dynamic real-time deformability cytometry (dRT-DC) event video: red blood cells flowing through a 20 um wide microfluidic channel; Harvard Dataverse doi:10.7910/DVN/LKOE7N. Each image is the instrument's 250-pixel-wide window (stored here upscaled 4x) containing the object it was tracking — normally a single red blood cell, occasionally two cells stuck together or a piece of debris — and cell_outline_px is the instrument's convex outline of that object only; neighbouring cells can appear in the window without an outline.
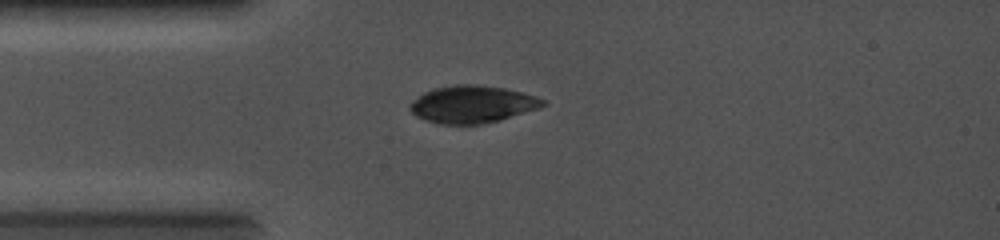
{"species": "common noctule bat (a hibernating species)", "species_latin": "Nyctalus noctula", "temperature_condition": "cold", "stored_images_in_passage": 6, "camera_frame_rate_fps": 5000, "um_per_image_px": 0.085, "animal": {"sex": "female", "body_mass_g": 19.0, "forearm_length_mm": 56.7}, "frame": {"image": 1, "passage_image": 2, "time_ms": 0.6, "image_size_px": [1000, 240], "cell_outline_px": [[548, 104], [540, 108], [500, 120], [480, 124], [440, 124], [424, 120], [416, 116], [408, 108], [408, 104], [412, 100], [424, 92], [432, 88], [456, 84], [476, 84], [504, 88], [536, 96], [544, 100]], "centroid_in_image_um": [40.12, 8.86], "position_along_channel_um": 44.9, "area_um2": 29.13}}
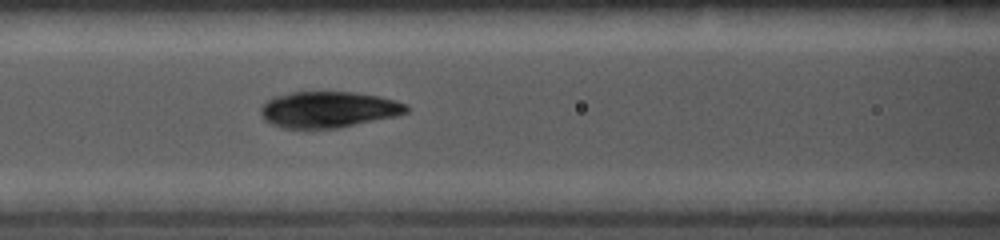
{"frame": {"image": 2, "passage_image": 5, "time_ms": 2.8, "image_size_px": [1000, 240], "cell_outline_px": [[408, 112], [396, 116], [340, 128], [280, 128], [264, 120], [260, 112], [260, 108], [272, 96], [292, 92], [356, 92], [380, 96], [396, 100], [408, 104]], "centroid_in_image_um": [27.93, 9.31], "position_along_channel_um": 138.7, "area_um2": 30.98}}